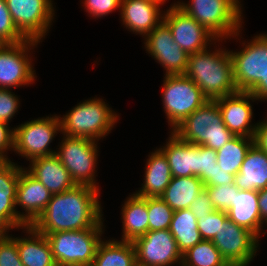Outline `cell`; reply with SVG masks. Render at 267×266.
Returning a JSON list of instances; mask_svg holds the SVG:
<instances>
[{"instance_id":"23","label":"cell","mask_w":267,"mask_h":266,"mask_svg":"<svg viewBox=\"0 0 267 266\" xmlns=\"http://www.w3.org/2000/svg\"><path fill=\"white\" fill-rule=\"evenodd\" d=\"M20 165L10 161L0 171V215L14 228L27 226L21 220V212L15 207Z\"/></svg>"},{"instance_id":"32","label":"cell","mask_w":267,"mask_h":266,"mask_svg":"<svg viewBox=\"0 0 267 266\" xmlns=\"http://www.w3.org/2000/svg\"><path fill=\"white\" fill-rule=\"evenodd\" d=\"M181 266H229L211 240H202L182 254Z\"/></svg>"},{"instance_id":"11","label":"cell","mask_w":267,"mask_h":266,"mask_svg":"<svg viewBox=\"0 0 267 266\" xmlns=\"http://www.w3.org/2000/svg\"><path fill=\"white\" fill-rule=\"evenodd\" d=\"M259 237L227 218L211 240L229 266H248L256 256Z\"/></svg>"},{"instance_id":"14","label":"cell","mask_w":267,"mask_h":266,"mask_svg":"<svg viewBox=\"0 0 267 266\" xmlns=\"http://www.w3.org/2000/svg\"><path fill=\"white\" fill-rule=\"evenodd\" d=\"M163 21L170 28L174 41L189 55L207 49L213 41L222 42L175 3L164 11Z\"/></svg>"},{"instance_id":"16","label":"cell","mask_w":267,"mask_h":266,"mask_svg":"<svg viewBox=\"0 0 267 266\" xmlns=\"http://www.w3.org/2000/svg\"><path fill=\"white\" fill-rule=\"evenodd\" d=\"M143 38L148 54L166 70L164 75L185 74L189 54L174 41L164 21Z\"/></svg>"},{"instance_id":"40","label":"cell","mask_w":267,"mask_h":266,"mask_svg":"<svg viewBox=\"0 0 267 266\" xmlns=\"http://www.w3.org/2000/svg\"><path fill=\"white\" fill-rule=\"evenodd\" d=\"M83 6L87 13L95 18H101L115 10H121V0H84Z\"/></svg>"},{"instance_id":"47","label":"cell","mask_w":267,"mask_h":266,"mask_svg":"<svg viewBox=\"0 0 267 266\" xmlns=\"http://www.w3.org/2000/svg\"><path fill=\"white\" fill-rule=\"evenodd\" d=\"M11 229L13 230V227L0 215V237L9 236L7 233Z\"/></svg>"},{"instance_id":"31","label":"cell","mask_w":267,"mask_h":266,"mask_svg":"<svg viewBox=\"0 0 267 266\" xmlns=\"http://www.w3.org/2000/svg\"><path fill=\"white\" fill-rule=\"evenodd\" d=\"M254 144V138L234 136L217 152V163L224 172L236 175L247 152Z\"/></svg>"},{"instance_id":"39","label":"cell","mask_w":267,"mask_h":266,"mask_svg":"<svg viewBox=\"0 0 267 266\" xmlns=\"http://www.w3.org/2000/svg\"><path fill=\"white\" fill-rule=\"evenodd\" d=\"M20 101L11 89L0 88V121L9 123L18 112Z\"/></svg>"},{"instance_id":"17","label":"cell","mask_w":267,"mask_h":266,"mask_svg":"<svg viewBox=\"0 0 267 266\" xmlns=\"http://www.w3.org/2000/svg\"><path fill=\"white\" fill-rule=\"evenodd\" d=\"M257 99L250 93L238 91L234 94L216 99L225 126L234 136L254 138L258 123L251 124L252 105Z\"/></svg>"},{"instance_id":"36","label":"cell","mask_w":267,"mask_h":266,"mask_svg":"<svg viewBox=\"0 0 267 266\" xmlns=\"http://www.w3.org/2000/svg\"><path fill=\"white\" fill-rule=\"evenodd\" d=\"M217 152L203 145H198L197 177L205 184L213 177V170L217 164Z\"/></svg>"},{"instance_id":"26","label":"cell","mask_w":267,"mask_h":266,"mask_svg":"<svg viewBox=\"0 0 267 266\" xmlns=\"http://www.w3.org/2000/svg\"><path fill=\"white\" fill-rule=\"evenodd\" d=\"M151 154V155H150ZM148 156L142 188L134 192L140 197H160L169 185L172 174L165 155L156 148Z\"/></svg>"},{"instance_id":"22","label":"cell","mask_w":267,"mask_h":266,"mask_svg":"<svg viewBox=\"0 0 267 266\" xmlns=\"http://www.w3.org/2000/svg\"><path fill=\"white\" fill-rule=\"evenodd\" d=\"M234 184L240 190H261L267 188V153L255 143L235 175Z\"/></svg>"},{"instance_id":"13","label":"cell","mask_w":267,"mask_h":266,"mask_svg":"<svg viewBox=\"0 0 267 266\" xmlns=\"http://www.w3.org/2000/svg\"><path fill=\"white\" fill-rule=\"evenodd\" d=\"M38 43L40 42L26 39L19 43L0 46V88L10 89L35 81V70L29 53Z\"/></svg>"},{"instance_id":"43","label":"cell","mask_w":267,"mask_h":266,"mask_svg":"<svg viewBox=\"0 0 267 266\" xmlns=\"http://www.w3.org/2000/svg\"><path fill=\"white\" fill-rule=\"evenodd\" d=\"M235 180V175L224 172L222 168L219 167L218 163L215 165L213 170V177H211L205 184L204 187L218 186L222 184H233Z\"/></svg>"},{"instance_id":"10","label":"cell","mask_w":267,"mask_h":266,"mask_svg":"<svg viewBox=\"0 0 267 266\" xmlns=\"http://www.w3.org/2000/svg\"><path fill=\"white\" fill-rule=\"evenodd\" d=\"M241 51H229L238 91L248 92L267 75V34L256 35Z\"/></svg>"},{"instance_id":"2","label":"cell","mask_w":267,"mask_h":266,"mask_svg":"<svg viewBox=\"0 0 267 266\" xmlns=\"http://www.w3.org/2000/svg\"><path fill=\"white\" fill-rule=\"evenodd\" d=\"M185 75L202 91L208 100L238 92L234 81L233 61L229 50L205 49L188 57Z\"/></svg>"},{"instance_id":"42","label":"cell","mask_w":267,"mask_h":266,"mask_svg":"<svg viewBox=\"0 0 267 266\" xmlns=\"http://www.w3.org/2000/svg\"><path fill=\"white\" fill-rule=\"evenodd\" d=\"M9 124L0 121V154L8 157L7 150L14 149V128L10 129ZM6 152V153H5Z\"/></svg>"},{"instance_id":"24","label":"cell","mask_w":267,"mask_h":266,"mask_svg":"<svg viewBox=\"0 0 267 266\" xmlns=\"http://www.w3.org/2000/svg\"><path fill=\"white\" fill-rule=\"evenodd\" d=\"M23 229L29 237H16L15 242L19 257L24 266H57L50 244L45 235L37 232L32 226Z\"/></svg>"},{"instance_id":"50","label":"cell","mask_w":267,"mask_h":266,"mask_svg":"<svg viewBox=\"0 0 267 266\" xmlns=\"http://www.w3.org/2000/svg\"><path fill=\"white\" fill-rule=\"evenodd\" d=\"M132 266H147V265H143V264L138 263V262L136 261Z\"/></svg>"},{"instance_id":"45","label":"cell","mask_w":267,"mask_h":266,"mask_svg":"<svg viewBox=\"0 0 267 266\" xmlns=\"http://www.w3.org/2000/svg\"><path fill=\"white\" fill-rule=\"evenodd\" d=\"M248 92H250L258 101H267V75L264 81H258Z\"/></svg>"},{"instance_id":"49","label":"cell","mask_w":267,"mask_h":266,"mask_svg":"<svg viewBox=\"0 0 267 266\" xmlns=\"http://www.w3.org/2000/svg\"><path fill=\"white\" fill-rule=\"evenodd\" d=\"M155 4L163 5L167 0H146Z\"/></svg>"},{"instance_id":"3","label":"cell","mask_w":267,"mask_h":266,"mask_svg":"<svg viewBox=\"0 0 267 266\" xmlns=\"http://www.w3.org/2000/svg\"><path fill=\"white\" fill-rule=\"evenodd\" d=\"M171 132L184 142L203 145L215 151L234 137L223 123L216 100L206 101Z\"/></svg>"},{"instance_id":"29","label":"cell","mask_w":267,"mask_h":266,"mask_svg":"<svg viewBox=\"0 0 267 266\" xmlns=\"http://www.w3.org/2000/svg\"><path fill=\"white\" fill-rule=\"evenodd\" d=\"M136 262L131 241L102 240L91 266H132Z\"/></svg>"},{"instance_id":"1","label":"cell","mask_w":267,"mask_h":266,"mask_svg":"<svg viewBox=\"0 0 267 266\" xmlns=\"http://www.w3.org/2000/svg\"><path fill=\"white\" fill-rule=\"evenodd\" d=\"M99 191L90 186L76 185L63 193L52 194L45 210L31 226L43 235L103 227Z\"/></svg>"},{"instance_id":"44","label":"cell","mask_w":267,"mask_h":266,"mask_svg":"<svg viewBox=\"0 0 267 266\" xmlns=\"http://www.w3.org/2000/svg\"><path fill=\"white\" fill-rule=\"evenodd\" d=\"M254 143L267 153V119L258 122L254 136Z\"/></svg>"},{"instance_id":"35","label":"cell","mask_w":267,"mask_h":266,"mask_svg":"<svg viewBox=\"0 0 267 266\" xmlns=\"http://www.w3.org/2000/svg\"><path fill=\"white\" fill-rule=\"evenodd\" d=\"M25 40L12 21L6 0H0V42L15 44Z\"/></svg>"},{"instance_id":"18","label":"cell","mask_w":267,"mask_h":266,"mask_svg":"<svg viewBox=\"0 0 267 266\" xmlns=\"http://www.w3.org/2000/svg\"><path fill=\"white\" fill-rule=\"evenodd\" d=\"M51 197V192L21 166L15 207L20 205L25 211L21 213V220L27 226H31L42 214Z\"/></svg>"},{"instance_id":"33","label":"cell","mask_w":267,"mask_h":266,"mask_svg":"<svg viewBox=\"0 0 267 266\" xmlns=\"http://www.w3.org/2000/svg\"><path fill=\"white\" fill-rule=\"evenodd\" d=\"M149 231L169 229L174 210L160 197H147Z\"/></svg>"},{"instance_id":"19","label":"cell","mask_w":267,"mask_h":266,"mask_svg":"<svg viewBox=\"0 0 267 266\" xmlns=\"http://www.w3.org/2000/svg\"><path fill=\"white\" fill-rule=\"evenodd\" d=\"M121 21L131 32L148 35L163 21L160 5L146 0H121Z\"/></svg>"},{"instance_id":"15","label":"cell","mask_w":267,"mask_h":266,"mask_svg":"<svg viewBox=\"0 0 267 266\" xmlns=\"http://www.w3.org/2000/svg\"><path fill=\"white\" fill-rule=\"evenodd\" d=\"M132 243L138 263L147 266L182 264V253L169 229L148 231Z\"/></svg>"},{"instance_id":"41","label":"cell","mask_w":267,"mask_h":266,"mask_svg":"<svg viewBox=\"0 0 267 266\" xmlns=\"http://www.w3.org/2000/svg\"><path fill=\"white\" fill-rule=\"evenodd\" d=\"M189 209L192 211L196 219L207 216L210 212L214 211V207L211 204L208 193L203 189L197 196L194 202L191 203Z\"/></svg>"},{"instance_id":"34","label":"cell","mask_w":267,"mask_h":266,"mask_svg":"<svg viewBox=\"0 0 267 266\" xmlns=\"http://www.w3.org/2000/svg\"><path fill=\"white\" fill-rule=\"evenodd\" d=\"M204 189L207 191L214 209L225 212L233 206L235 195L240 190L234 183L204 187Z\"/></svg>"},{"instance_id":"27","label":"cell","mask_w":267,"mask_h":266,"mask_svg":"<svg viewBox=\"0 0 267 266\" xmlns=\"http://www.w3.org/2000/svg\"><path fill=\"white\" fill-rule=\"evenodd\" d=\"M123 234L121 241H133L149 231L147 198L135 193L127 197L122 207Z\"/></svg>"},{"instance_id":"6","label":"cell","mask_w":267,"mask_h":266,"mask_svg":"<svg viewBox=\"0 0 267 266\" xmlns=\"http://www.w3.org/2000/svg\"><path fill=\"white\" fill-rule=\"evenodd\" d=\"M104 227L59 231L45 235L57 266H91Z\"/></svg>"},{"instance_id":"8","label":"cell","mask_w":267,"mask_h":266,"mask_svg":"<svg viewBox=\"0 0 267 266\" xmlns=\"http://www.w3.org/2000/svg\"><path fill=\"white\" fill-rule=\"evenodd\" d=\"M98 142L78 137L65 136L55 153L76 185H86L99 190L96 180ZM98 149V150H97Z\"/></svg>"},{"instance_id":"25","label":"cell","mask_w":267,"mask_h":266,"mask_svg":"<svg viewBox=\"0 0 267 266\" xmlns=\"http://www.w3.org/2000/svg\"><path fill=\"white\" fill-rule=\"evenodd\" d=\"M226 212L228 218L237 225L245 227L261 237L264 222L260 216L258 191L239 190L233 200V206Z\"/></svg>"},{"instance_id":"7","label":"cell","mask_w":267,"mask_h":266,"mask_svg":"<svg viewBox=\"0 0 267 266\" xmlns=\"http://www.w3.org/2000/svg\"><path fill=\"white\" fill-rule=\"evenodd\" d=\"M162 87V104L171 131L208 101L185 74L165 75Z\"/></svg>"},{"instance_id":"4","label":"cell","mask_w":267,"mask_h":266,"mask_svg":"<svg viewBox=\"0 0 267 266\" xmlns=\"http://www.w3.org/2000/svg\"><path fill=\"white\" fill-rule=\"evenodd\" d=\"M240 2V0H191L188 4L177 1L175 5L218 40H224L240 35L243 23Z\"/></svg>"},{"instance_id":"48","label":"cell","mask_w":267,"mask_h":266,"mask_svg":"<svg viewBox=\"0 0 267 266\" xmlns=\"http://www.w3.org/2000/svg\"><path fill=\"white\" fill-rule=\"evenodd\" d=\"M11 161L8 157L0 154V171Z\"/></svg>"},{"instance_id":"21","label":"cell","mask_w":267,"mask_h":266,"mask_svg":"<svg viewBox=\"0 0 267 266\" xmlns=\"http://www.w3.org/2000/svg\"><path fill=\"white\" fill-rule=\"evenodd\" d=\"M159 150L165 155L172 177L197 176L198 145L179 139L173 132Z\"/></svg>"},{"instance_id":"46","label":"cell","mask_w":267,"mask_h":266,"mask_svg":"<svg viewBox=\"0 0 267 266\" xmlns=\"http://www.w3.org/2000/svg\"><path fill=\"white\" fill-rule=\"evenodd\" d=\"M258 203L261 220L267 221V188L258 190Z\"/></svg>"},{"instance_id":"30","label":"cell","mask_w":267,"mask_h":266,"mask_svg":"<svg viewBox=\"0 0 267 266\" xmlns=\"http://www.w3.org/2000/svg\"><path fill=\"white\" fill-rule=\"evenodd\" d=\"M169 231L182 254L203 240L197 219L190 209L174 211Z\"/></svg>"},{"instance_id":"37","label":"cell","mask_w":267,"mask_h":266,"mask_svg":"<svg viewBox=\"0 0 267 266\" xmlns=\"http://www.w3.org/2000/svg\"><path fill=\"white\" fill-rule=\"evenodd\" d=\"M228 218L227 212L214 210L197 220L198 230L203 240H212L220 229V222Z\"/></svg>"},{"instance_id":"20","label":"cell","mask_w":267,"mask_h":266,"mask_svg":"<svg viewBox=\"0 0 267 266\" xmlns=\"http://www.w3.org/2000/svg\"><path fill=\"white\" fill-rule=\"evenodd\" d=\"M29 167L25 169L38 179L51 194H59L76 186L70 173L63 166L54 153L30 160Z\"/></svg>"},{"instance_id":"38","label":"cell","mask_w":267,"mask_h":266,"mask_svg":"<svg viewBox=\"0 0 267 266\" xmlns=\"http://www.w3.org/2000/svg\"><path fill=\"white\" fill-rule=\"evenodd\" d=\"M0 266H24L19 257L15 237H0Z\"/></svg>"},{"instance_id":"28","label":"cell","mask_w":267,"mask_h":266,"mask_svg":"<svg viewBox=\"0 0 267 266\" xmlns=\"http://www.w3.org/2000/svg\"><path fill=\"white\" fill-rule=\"evenodd\" d=\"M203 189L204 184L197 176L172 177L160 198L174 211L189 209Z\"/></svg>"},{"instance_id":"12","label":"cell","mask_w":267,"mask_h":266,"mask_svg":"<svg viewBox=\"0 0 267 266\" xmlns=\"http://www.w3.org/2000/svg\"><path fill=\"white\" fill-rule=\"evenodd\" d=\"M52 0H6L12 21L26 38L42 42L54 19Z\"/></svg>"},{"instance_id":"9","label":"cell","mask_w":267,"mask_h":266,"mask_svg":"<svg viewBox=\"0 0 267 266\" xmlns=\"http://www.w3.org/2000/svg\"><path fill=\"white\" fill-rule=\"evenodd\" d=\"M61 132L59 116L37 118L14 127V149L28 161L56 153L49 148L54 137Z\"/></svg>"},{"instance_id":"5","label":"cell","mask_w":267,"mask_h":266,"mask_svg":"<svg viewBox=\"0 0 267 266\" xmlns=\"http://www.w3.org/2000/svg\"><path fill=\"white\" fill-rule=\"evenodd\" d=\"M119 115L100 97L78 103L60 117L61 133L69 137L99 141L111 133Z\"/></svg>"}]
</instances>
